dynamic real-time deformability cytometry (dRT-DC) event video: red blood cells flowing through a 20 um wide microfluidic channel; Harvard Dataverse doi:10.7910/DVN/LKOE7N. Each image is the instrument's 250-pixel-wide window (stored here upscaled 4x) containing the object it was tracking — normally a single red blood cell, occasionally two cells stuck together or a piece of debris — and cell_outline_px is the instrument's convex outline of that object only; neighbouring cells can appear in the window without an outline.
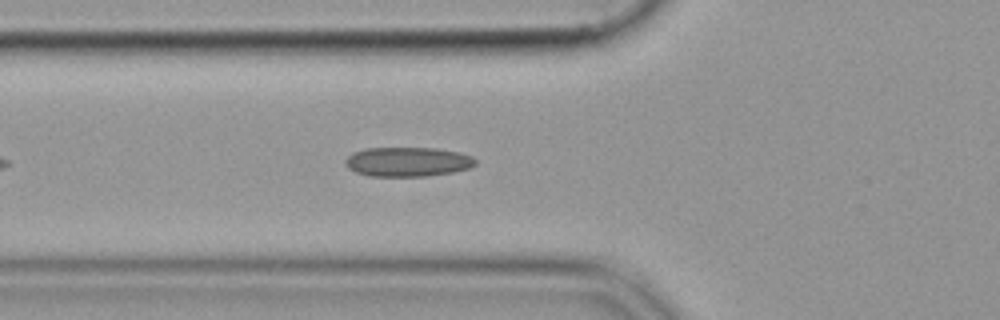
{"species": "common noctule bat (a hibernating species)", "species_latin": "Nyctalus noctula", "temperature_condition": "cold", "stored_images_in_passage": 41, "camera_frame_rate_fps": 3000, "um_per_image_px": 0.085, "animal": {"sex": "female", "body_mass_g": 19.9}, "frame": {"image": 1, "passage_image": 9, "time_ms": 2.667, "image_size_px": [1000, 320], "cell_outline_px": [[476, 164], [468, 168], [452, 172], [428, 176], [368, 176], [356, 172], [348, 168], [344, 160], [352, 152], [364, 148], [436, 148], [460, 152], [472, 156], [476, 160]], "centroid_in_image_um": [34.64, 13.75], "position_along_channel_um": 91.2, "area_um2": 22.43}}
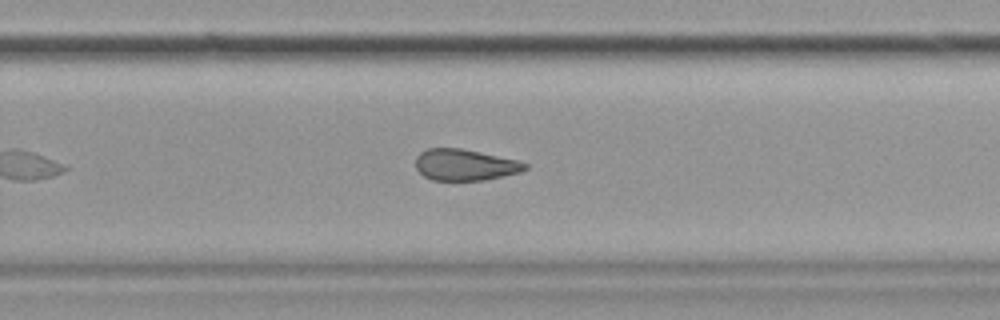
{"frame": {"image": 2, "passage_image": 25, "time_ms": 8.0, "image_size_px": [1000, 320], "cell_outline_px": [[528, 168], [520, 172], [484, 180], [432, 180], [424, 176], [416, 168], [416, 156], [420, 152], [428, 148], [460, 148], [516, 160], [528, 164]], "centroid_in_image_um": [39.49, 14.01], "position_along_channel_um": 290.3, "area_um2": 19.77}}
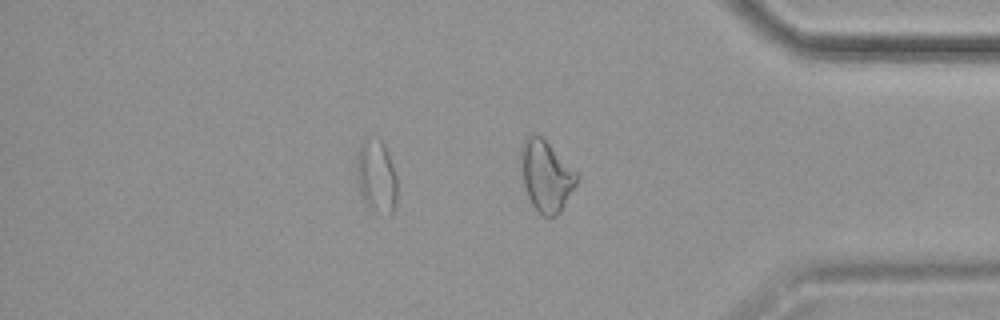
{"frame": {"image": 3, "passage_image": 34, "time_ms": 11.0, "image_size_px": [1000, 320], "cell_outline_px": [[396, 204], [392, 212], [388, 216], [372, 208], [364, 200], [360, 192], [356, 176], [356, 156], [364, 140], [380, 140], [384, 144], [388, 152], [396, 176]], "centroid_in_image_um": [32.0, 15.01], "position_along_channel_um": 403.2, "area_um2": 16.88}}